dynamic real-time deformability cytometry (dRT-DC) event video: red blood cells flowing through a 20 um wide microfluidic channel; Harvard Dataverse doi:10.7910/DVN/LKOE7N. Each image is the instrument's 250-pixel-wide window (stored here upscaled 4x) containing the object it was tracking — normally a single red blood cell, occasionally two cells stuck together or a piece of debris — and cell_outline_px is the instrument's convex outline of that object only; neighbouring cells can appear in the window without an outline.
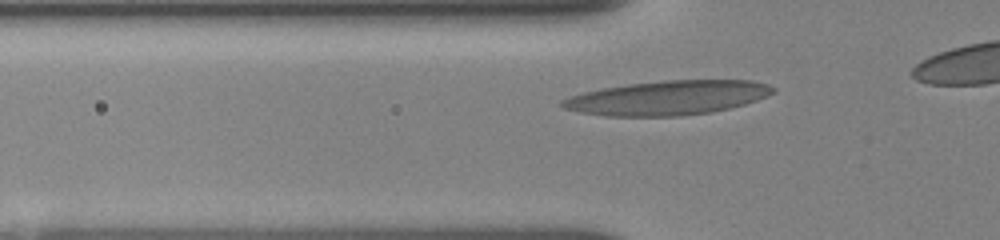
{"species": "human", "species_latin": "Homo sapiens", "temperature_condition": "room temperature", "stored_images_in_passage": 31, "camera_frame_rate_fps": 3000, "um_per_image_px": 0.085, "donor": {"sex": "female"}, "frame": {"image": 1, "passage_image": 5, "time_ms": 1.333, "image_size_px": [1000, 240], "cell_outline_px": [[776, 92], [768, 96], [744, 104], [712, 112], [680, 116], [604, 116], [580, 112], [564, 108], [560, 104], [560, 100], [584, 92], [604, 88], [628, 84], [664, 80], [752, 80], [768, 84], [776, 88]], "centroid_in_image_um": [56.79, 8.31], "position_along_channel_um": 69.0, "area_um2": 42.14}}
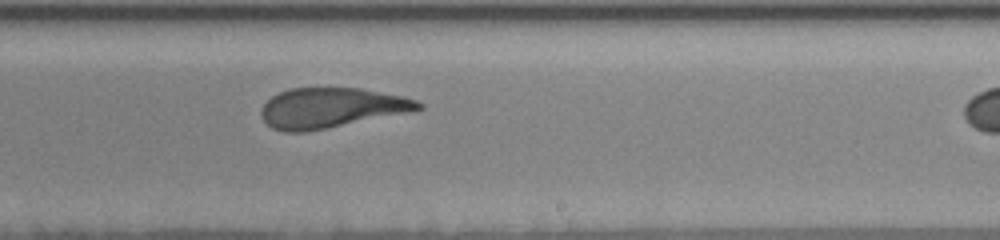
{"frame": {"image": 2, "passage_image": 20, "time_ms": 6.333, "image_size_px": [1000, 240], "cell_outline_px": [[424, 108], [416, 112], [304, 132], [284, 132], [272, 128], [264, 120], [260, 112], [264, 104], [272, 96], [288, 88], [360, 88], [400, 96], [416, 100], [424, 104]], "centroid_in_image_um": [28.2, 9.18], "position_along_channel_um": 260.8, "area_um2": 36.82}}
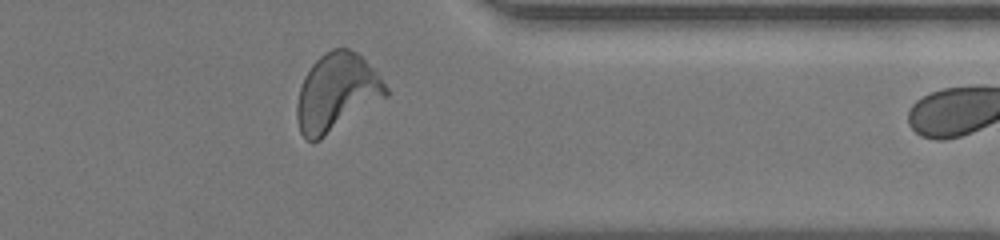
{"frame": {"image": 3, "passage_image": 30, "time_ms": 9.667, "image_size_px": [1000, 240], "cell_outline_px": [[388, 96], [320, 140], [312, 144], [300, 132], [296, 116], [296, 104], [300, 88], [304, 76], [312, 64], [324, 52], [332, 48], [348, 48], [356, 52], [380, 76], [388, 88]], "centroid_in_image_um": [28.6, 7.88], "position_along_channel_um": 382.8, "area_um2": 40.34}}